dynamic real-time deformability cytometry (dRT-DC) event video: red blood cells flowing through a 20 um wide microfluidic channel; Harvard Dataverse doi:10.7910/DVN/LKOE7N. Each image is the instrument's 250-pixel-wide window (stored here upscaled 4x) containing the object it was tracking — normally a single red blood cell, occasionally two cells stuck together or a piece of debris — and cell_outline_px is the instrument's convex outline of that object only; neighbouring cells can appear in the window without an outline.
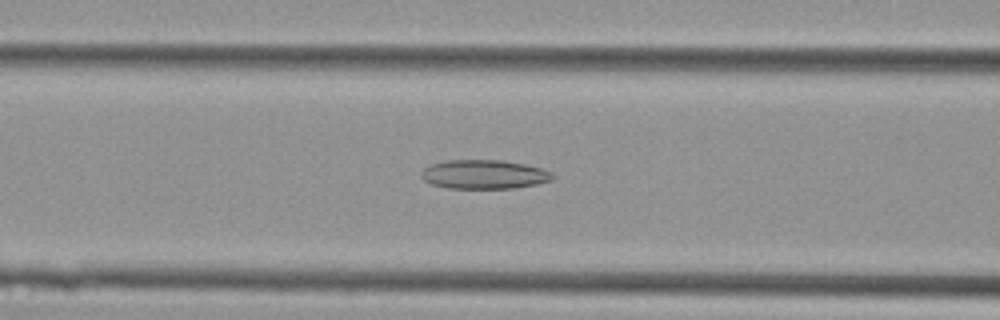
{"species": "Egyptian fruit bat (a non-hibernating species)", "species_latin": "Rousettus aegyptiacus", "temperature_condition": "cold", "stored_images_in_passage": 31, "camera_frame_rate_fps": 3000, "um_per_image_px": 0.085, "animal": {"sex": "female"}, "frame": {"image": 1, "passage_image": 13, "time_ms": 4.0, "image_size_px": [1000, 320], "cell_outline_px": [[556, 176], [552, 180], [536, 184], [512, 188], [448, 188], [432, 184], [424, 180], [420, 176], [420, 172], [428, 164], [448, 160], [504, 160], [544, 168], [552, 172]], "centroid_in_image_um": [41.15, 14.81], "position_along_channel_um": 125.4, "area_um2": 22.43}}
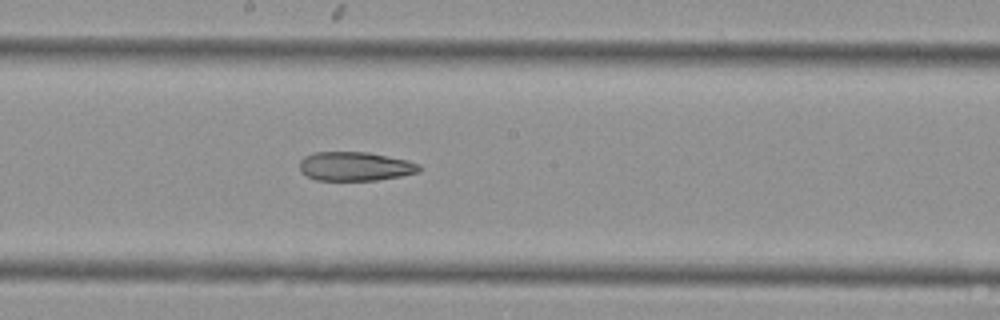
{"frame": {"image": 2, "passage_image": 19, "time_ms": 6.0, "image_size_px": [1000, 320], "cell_outline_px": [[420, 172], [400, 176], [376, 180], [316, 180], [300, 172], [300, 160], [304, 156], [316, 152], [368, 152], [408, 160], [420, 164]], "centroid_in_image_um": [30.19, 14.13], "position_along_channel_um": 218.0, "area_um2": 20.23}}
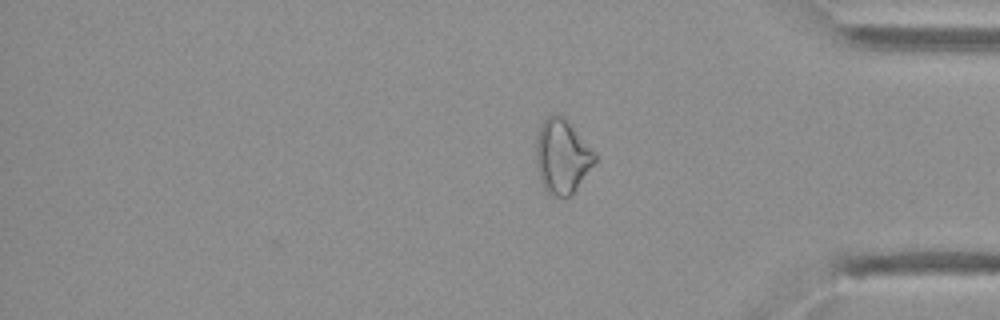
{"frame": {"image": 3, "passage_image": 31, "time_ms": 10.0, "image_size_px": [1000, 320], "cell_outline_px": [[596, 160], [572, 196], [564, 200], [548, 196], [544, 192], [536, 168], [536, 136], [540, 124], [548, 116], [560, 116], [568, 120], [596, 152]], "centroid_in_image_um": [47.76, 13.38], "position_along_channel_um": 387.4, "area_um2": 26.13}}